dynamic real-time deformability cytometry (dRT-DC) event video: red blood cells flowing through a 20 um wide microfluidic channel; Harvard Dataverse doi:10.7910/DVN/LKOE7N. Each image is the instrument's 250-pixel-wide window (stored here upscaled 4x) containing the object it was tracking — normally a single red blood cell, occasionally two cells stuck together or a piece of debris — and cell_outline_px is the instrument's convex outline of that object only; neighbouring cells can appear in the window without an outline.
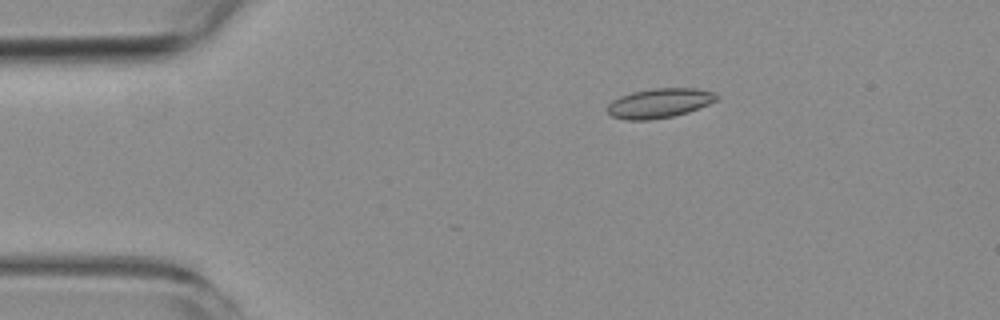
{"species": "common noctule bat (a hibernating species)", "species_latin": "Nyctalus noctula", "temperature_condition": "room temperature", "stored_images_in_passage": 8, "camera_frame_rate_fps": 3000, "um_per_image_px": 0.085, "animal": {"sex": "female", "body_mass_g": 19.3, "forearm_length_mm": 54.1}, "frame": {"image": 1, "passage_image": 1, "time_ms": 0.0, "image_size_px": [1000, 320], "cell_outline_px": [[720, 96], [716, 100], [708, 104], [688, 112], [672, 116], [648, 120], [628, 120], [612, 116], [608, 112], [608, 104], [612, 100], [620, 96], [632, 92], [652, 88], [696, 88], [712, 92]], "centroid_in_image_um": [56.04, 8.76], "position_along_channel_um": 29.0, "area_um2": 18.67}}
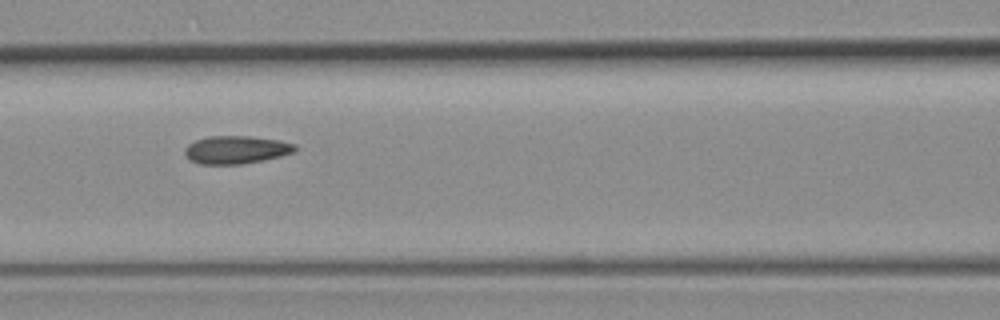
{"frame": {"image": 2, "passage_image": 5, "time_ms": 4.667, "image_size_px": [1000, 320], "cell_outline_px": [[296, 152], [280, 156], [240, 164], [200, 164], [192, 160], [184, 152], [184, 148], [188, 144], [196, 140], [208, 136], [248, 136], [280, 140], [296, 144]], "centroid_in_image_um": [20.09, 12.71], "position_along_channel_um": 146.5, "area_um2": 17.8}}
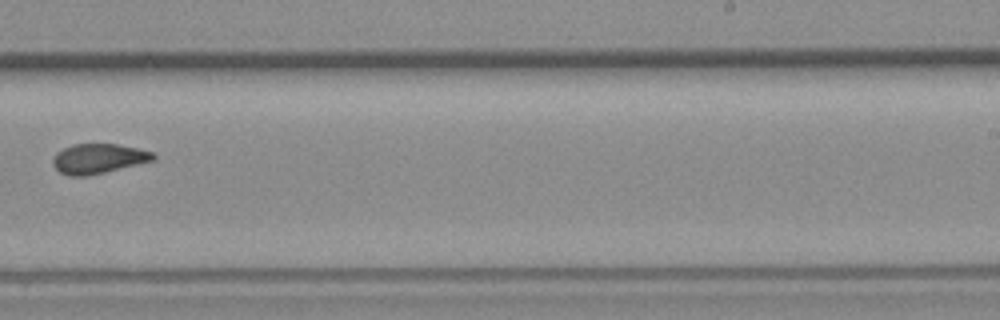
{"frame": {"image": 3, "passage_image": 8, "time_ms": 8.333, "image_size_px": [1000, 320], "cell_outline_px": [[156, 160], [88, 176], [68, 176], [60, 172], [52, 164], [52, 160], [56, 152], [72, 144], [116, 144], [136, 148], [152, 152], [156, 156]], "centroid_in_image_um": [8.35, 13.49], "position_along_channel_um": 280.7, "area_um2": 17.46}}